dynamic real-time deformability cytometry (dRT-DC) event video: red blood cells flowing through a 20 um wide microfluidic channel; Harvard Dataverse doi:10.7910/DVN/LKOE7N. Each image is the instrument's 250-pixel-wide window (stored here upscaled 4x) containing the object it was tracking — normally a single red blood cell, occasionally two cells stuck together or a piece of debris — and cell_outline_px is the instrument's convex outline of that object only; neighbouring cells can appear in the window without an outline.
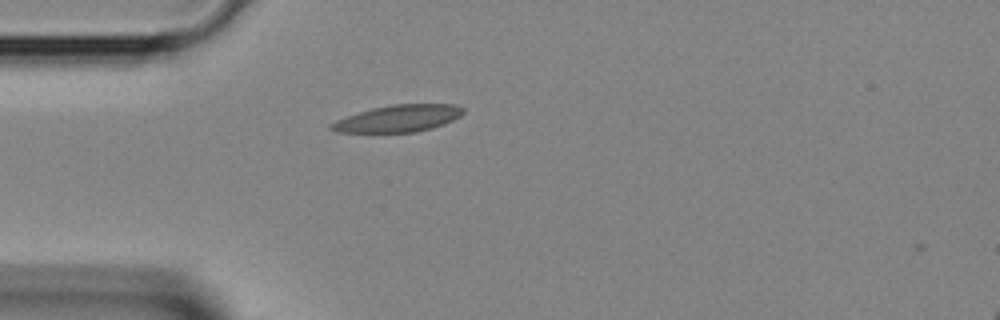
{"species": "Egyptian fruit bat (a non-hibernating species)", "species_latin": "Rousettus aegyptiacus", "temperature_condition": "room temperature", "stored_images_in_passage": 1, "camera_frame_rate_fps": 3000, "um_per_image_px": 0.085, "animal": {"sex": "female"}, "frame": {"image": 1, "passage_image": 1, "time_ms": 0.0, "image_size_px": [1000, 320], "cell_outline_px": [[464, 112], [460, 116], [444, 124], [432, 128], [416, 132], [336, 132], [328, 128], [328, 124], [336, 120], [372, 108], [392, 104], [456, 104], [464, 108]], "centroid_in_image_um": [33.86, 10.07], "position_along_channel_um": 51.1, "area_um2": 20.69}}